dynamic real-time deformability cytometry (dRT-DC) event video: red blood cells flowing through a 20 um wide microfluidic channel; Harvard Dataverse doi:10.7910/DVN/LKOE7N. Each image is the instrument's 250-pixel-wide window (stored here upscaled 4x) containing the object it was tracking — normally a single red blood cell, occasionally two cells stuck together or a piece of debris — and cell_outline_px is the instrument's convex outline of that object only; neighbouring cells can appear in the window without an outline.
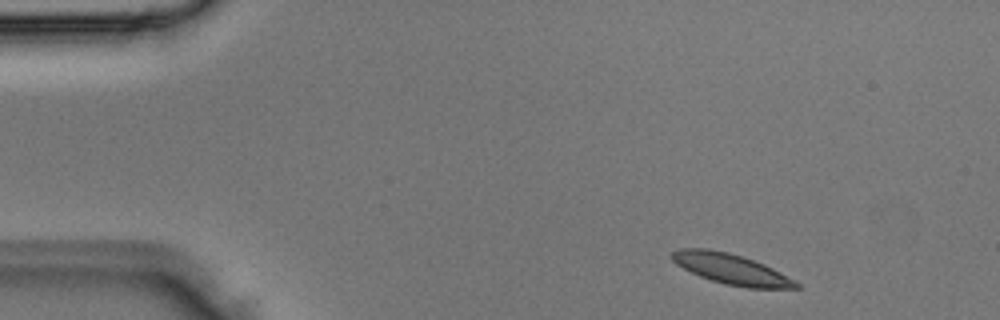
{"species": "Egyptian fruit bat (a non-hibernating species)", "species_latin": "Rousettus aegyptiacus", "temperature_condition": "room temperature", "stored_images_in_passage": 2, "camera_frame_rate_fps": 3000, "um_per_image_px": 0.085, "animal": {"sex": "male"}, "frame": {"image": 1, "passage_image": 1, "time_ms": 0.0, "image_size_px": [1000, 320], "cell_outline_px": [[800, 288], [748, 288], [724, 284], [700, 276], [676, 264], [672, 260], [672, 252], [680, 248], [708, 248], [728, 252], [764, 264], [796, 280], [800, 284]], "centroid_in_image_um": [62.17, 22.87], "position_along_channel_um": 22.8, "area_um2": 21.85}}